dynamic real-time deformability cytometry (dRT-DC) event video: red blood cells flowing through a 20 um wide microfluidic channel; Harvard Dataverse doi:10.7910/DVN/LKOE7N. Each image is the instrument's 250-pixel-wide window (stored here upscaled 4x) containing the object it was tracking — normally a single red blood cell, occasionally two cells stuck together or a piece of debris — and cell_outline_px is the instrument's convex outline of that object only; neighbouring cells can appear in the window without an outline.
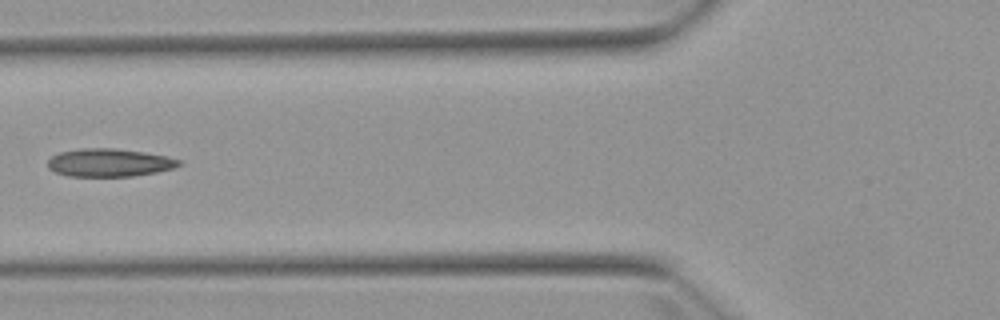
{"species": "Egyptian fruit bat (a non-hibernating species)", "species_latin": "Rousettus aegyptiacus", "temperature_condition": "warm", "stored_images_in_passage": 4, "camera_frame_rate_fps": 3000, "um_per_image_px": 0.085, "animal": {"sex": "female"}, "frame": {"image": 1, "passage_image": 2, "time_ms": 1.333, "image_size_px": [1000, 320], "cell_outline_px": [[180, 164], [172, 168], [156, 172], [132, 176], [68, 176], [56, 172], [48, 168], [48, 160], [52, 156], [60, 152], [80, 148], [116, 148], [144, 152], [164, 156], [180, 160]], "centroid_in_image_um": [9.24, 13.82], "position_along_channel_um": 116.6, "area_um2": 21.21}}
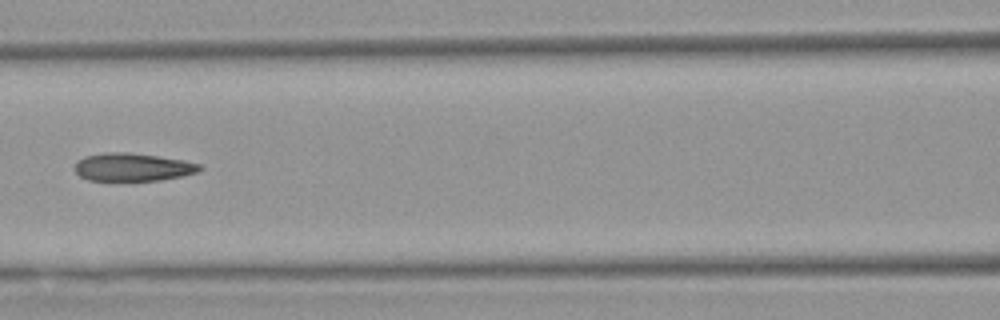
{"frame": {"image": 2, "passage_image": 3, "time_ms": 2.333, "image_size_px": [1000, 320], "cell_outline_px": [[204, 168], [196, 172], [180, 176], [160, 180], [88, 180], [80, 176], [76, 172], [76, 160], [84, 156], [104, 152], [128, 152], [184, 160], [200, 164]], "centroid_in_image_um": [11.26, 14.19], "position_along_channel_um": 155.3, "area_um2": 20.23}}
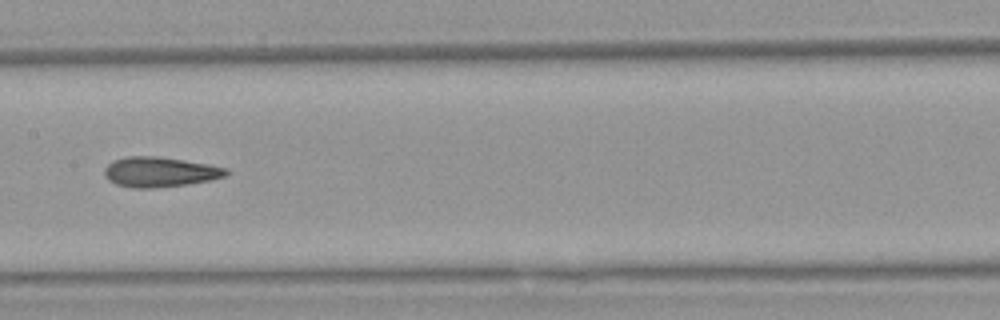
{"frame": {"image": 3, "passage_image": 4, "time_ms": 3.333, "image_size_px": [1000, 320], "cell_outline_px": [[228, 172], [224, 176], [212, 180], [188, 184], [152, 188], [132, 188], [116, 184], [108, 180], [104, 176], [104, 168], [112, 160], [128, 156], [156, 156], [184, 160], [208, 164], [228, 168]], "centroid_in_image_um": [13.56, 14.62], "position_along_channel_um": 193.8, "area_um2": 21.39}}